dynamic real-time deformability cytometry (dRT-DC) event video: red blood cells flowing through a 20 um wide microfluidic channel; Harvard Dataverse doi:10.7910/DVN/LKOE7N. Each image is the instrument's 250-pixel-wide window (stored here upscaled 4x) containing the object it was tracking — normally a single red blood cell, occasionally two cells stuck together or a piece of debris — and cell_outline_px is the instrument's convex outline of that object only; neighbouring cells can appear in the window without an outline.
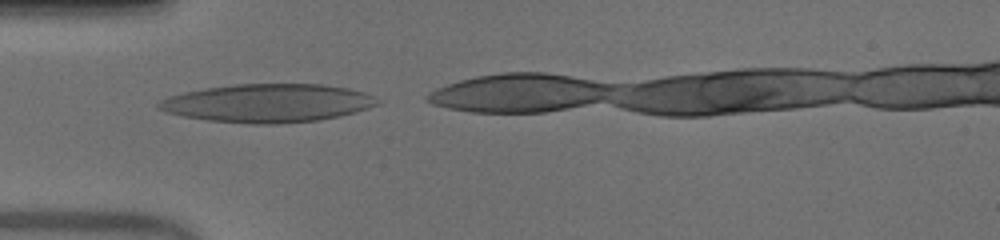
{"species": "human", "species_latin": "Homo sapiens", "temperature_condition": "warm", "stored_images_in_passage": 8, "camera_frame_rate_fps": 3000, "um_per_image_px": 0.085, "donor": {"sex": "male"}, "frame": {"image": 1, "passage_image": 1, "time_ms": 0.0, "image_size_px": [1000, 240], "cell_outline_px": [[380, 104], [356, 112], [340, 116], [320, 120], [272, 124], [252, 124], [208, 120], [184, 116], [164, 112], [156, 108], [156, 104], [160, 100], [168, 96], [184, 92], [204, 88], [236, 84], [320, 84], [348, 88], [364, 92], [380, 100]], "centroid_in_image_um": [22.74, 8.76], "position_along_channel_um": 62.3, "area_um2": 49.01}}
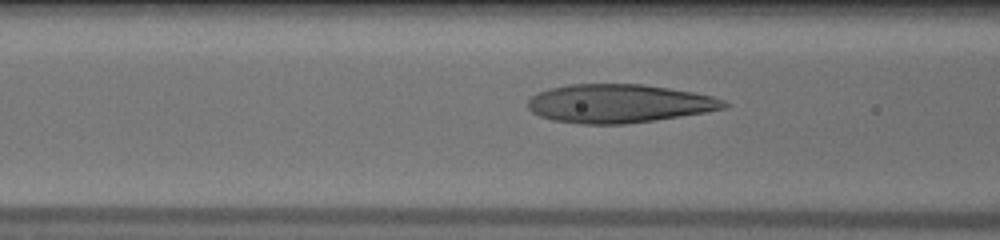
{"frame": {"image": 2, "passage_image": 5, "time_ms": 1.333, "image_size_px": [1000, 240], "cell_outline_px": [[732, 104], [724, 108], [704, 112], [652, 120], [624, 124], [580, 124], [552, 120], [540, 116], [532, 112], [528, 108], [528, 100], [536, 92], [548, 88], [568, 84], [644, 84], [692, 92], [712, 96], [724, 100]], "centroid_in_image_um": [52.56, 8.79], "position_along_channel_um": 114.0, "area_um2": 43.99}}